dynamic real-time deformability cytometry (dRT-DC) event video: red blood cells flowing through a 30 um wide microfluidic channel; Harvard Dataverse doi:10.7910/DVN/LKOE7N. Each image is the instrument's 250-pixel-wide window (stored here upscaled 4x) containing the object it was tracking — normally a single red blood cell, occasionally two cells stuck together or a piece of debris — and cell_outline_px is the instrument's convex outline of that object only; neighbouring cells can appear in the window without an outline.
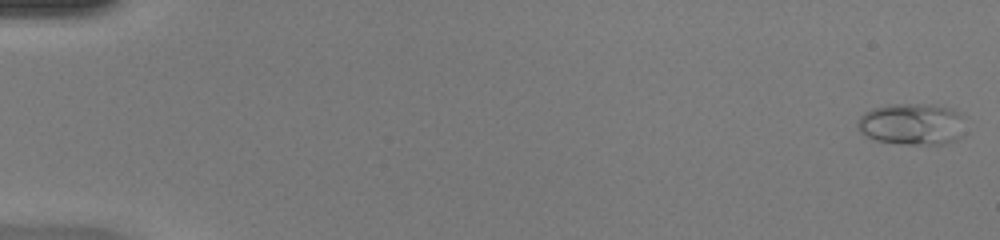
{"species": "common noctule bat (a hibernating species)", "species_latin": "Nyctalus noctula", "temperature_condition": "warm", "stored_images_in_passage": 49, "camera_frame_rate_fps": 3000, "um_per_image_px": 0.085, "animal": {"sex": "female", "body_mass_g": 20.0, "forearm_length_mm": 54.0}, "frame": {"image": 1, "passage_image": 1, "time_ms": 0.0, "image_size_px": [1000, 240], "cell_outline_px": [[964, 136], [956, 140], [944, 144], [904, 144], [876, 140], [860, 132], [856, 128], [856, 120], [864, 112], [872, 108], [892, 104], [932, 104], [952, 108], [964, 116]], "centroid_in_image_um": [77.54, 10.54], "position_along_channel_um": 7.5, "area_um2": 26.65}}
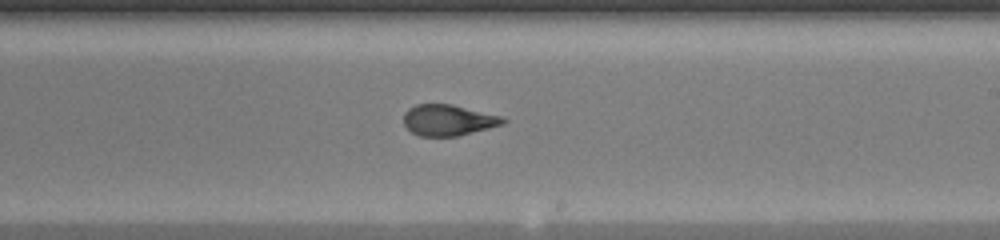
{"frame": {"image": 2, "passage_image": 30, "time_ms": 9.667, "image_size_px": [1000, 240], "cell_outline_px": [[508, 120], [504, 124], [456, 136], [420, 136], [412, 132], [404, 124], [404, 112], [408, 108], [416, 104], [452, 104], [500, 116]], "centroid_in_image_um": [38.08, 10.2], "position_along_channel_um": 250.9, "area_um2": 17.8}}
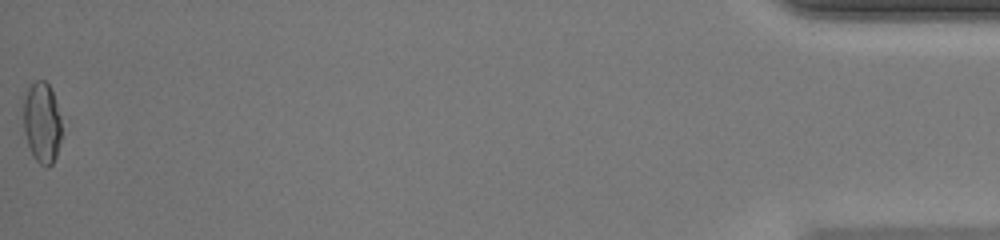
{"frame": {"image": 3, "passage_image": 49, "time_ms": 16.0, "image_size_px": [1000, 240], "cell_outline_px": [[60, 140], [56, 156], [52, 164], [48, 168], [40, 164], [32, 156], [24, 132], [20, 96], [36, 80], [44, 80], [48, 84], [52, 92], [60, 116]], "centroid_in_image_um": [3.5, 10.39], "position_along_channel_um": 431.7, "area_um2": 18.44}, "authors_computed_cell_mechanics": {"area_um2": 19.1896, "velocity_mm_per_s": 4.3041, "shape_relaxation_time_tau1_ms": null, "shape_relaxation_time_tau2_ms": 0.9767, "deformation_change_tau1": null, "deformation_change_tau2": 0.078}}